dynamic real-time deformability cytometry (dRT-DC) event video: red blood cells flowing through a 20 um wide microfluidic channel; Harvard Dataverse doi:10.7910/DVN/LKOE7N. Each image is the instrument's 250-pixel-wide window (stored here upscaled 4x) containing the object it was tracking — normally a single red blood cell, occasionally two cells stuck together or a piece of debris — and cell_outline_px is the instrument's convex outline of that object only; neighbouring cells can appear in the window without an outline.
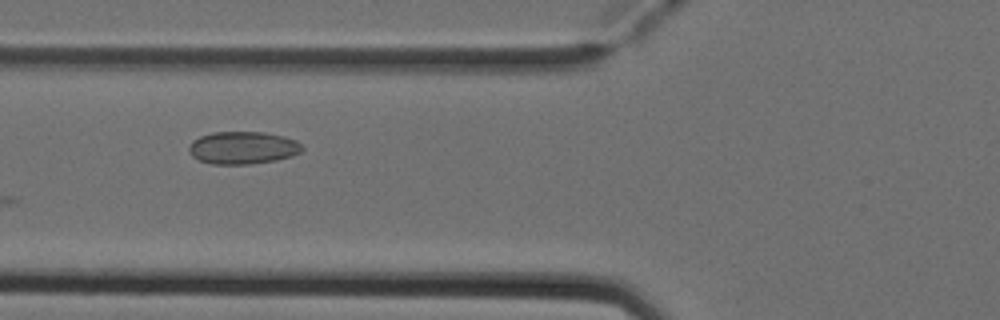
{"species": "Egyptian fruit bat (a non-hibernating species)", "species_latin": "Rousettus aegyptiacus", "temperature_condition": "cold", "stored_images_in_passage": 8, "camera_frame_rate_fps": 3000, "um_per_image_px": 0.085, "animal": {"sex": "female"}, "frame": {"image": 1, "passage_image": 5, "time_ms": 1.333, "image_size_px": [1000, 320], "cell_outline_px": [[304, 148], [300, 152], [292, 156], [276, 160], [252, 164], [212, 164], [200, 160], [192, 156], [188, 152], [188, 148], [192, 140], [200, 136], [212, 132], [264, 132], [284, 136], [296, 140]], "centroid_in_image_um": [20.63, 12.56], "position_along_channel_um": 105.2, "area_um2": 21.62}}
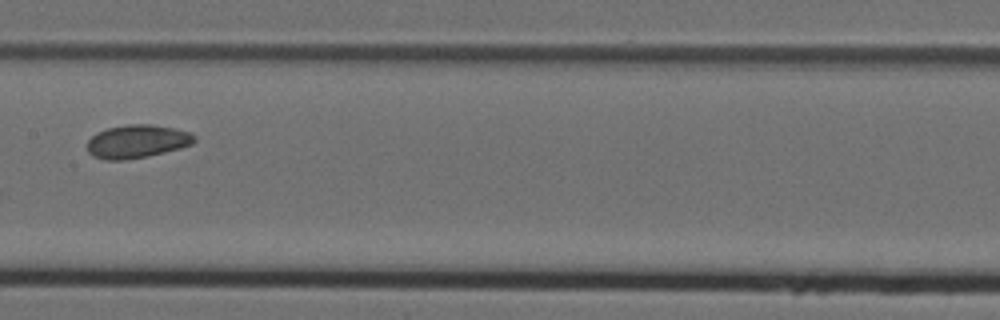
{"frame": {"image": 2, "passage_image": 7, "time_ms": 2.0, "image_size_px": [1000, 320], "cell_outline_px": [[196, 140], [192, 144], [180, 148], [148, 156], [124, 160], [104, 160], [92, 156], [88, 152], [88, 140], [96, 132], [108, 128], [128, 124], [148, 124], [172, 128], [188, 132], [196, 136]], "centroid_in_image_um": [11.62, 12.03], "position_along_channel_um": 195.8, "area_um2": 20.69}}